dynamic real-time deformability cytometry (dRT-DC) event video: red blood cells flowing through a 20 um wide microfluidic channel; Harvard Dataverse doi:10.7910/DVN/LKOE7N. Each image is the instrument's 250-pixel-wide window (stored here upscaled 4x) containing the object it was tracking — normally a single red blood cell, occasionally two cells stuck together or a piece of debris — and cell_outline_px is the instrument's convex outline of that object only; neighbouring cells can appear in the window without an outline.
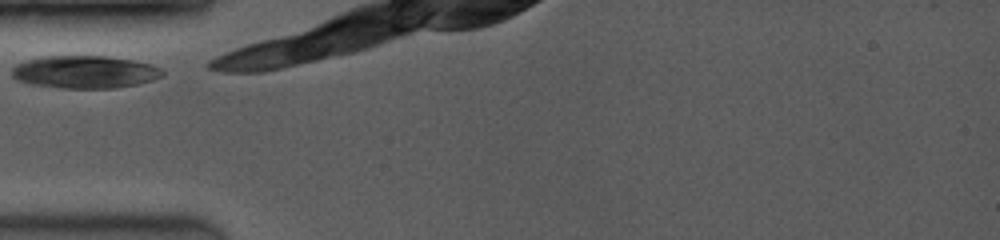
{"species": "common noctule bat (a hibernating species)", "species_latin": "Nyctalus noctula", "temperature_condition": "room temperature", "stored_images_in_passage": 14, "camera_frame_rate_fps": 3500, "um_per_image_px": 0.085, "animal": {"sex": "female", "body_mass_g": 19.0, "forearm_length_mm": 53.3}, "frame": {"image": 1, "passage_image": 1, "time_ms": 0.0, "image_size_px": [1000, 240], "cell_outline_px": [[164, 76], [152, 80], [136, 84], [116, 88], [60, 88], [28, 84], [16, 80], [12, 76], [12, 68], [16, 64], [28, 60], [44, 56], [108, 56], [136, 60], [152, 64], [160, 68], [164, 72]], "centroid_in_image_um": [7.22, 6.12], "position_along_channel_um": 77.8, "area_um2": 28.9}}